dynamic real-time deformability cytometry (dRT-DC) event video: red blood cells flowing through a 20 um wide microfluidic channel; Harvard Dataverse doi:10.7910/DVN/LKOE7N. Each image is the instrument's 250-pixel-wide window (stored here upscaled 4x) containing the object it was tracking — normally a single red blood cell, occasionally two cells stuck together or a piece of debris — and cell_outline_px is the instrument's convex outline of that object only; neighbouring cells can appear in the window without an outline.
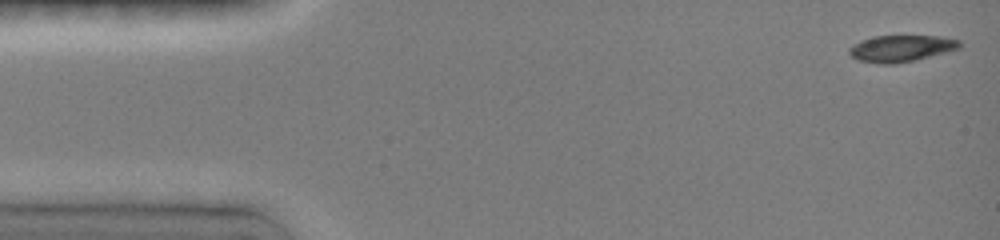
{"species": "common noctule bat (a hibernating species)", "species_latin": "Nyctalus noctula", "temperature_condition": "room temperature", "stored_images_in_passage": 9, "camera_frame_rate_fps": 3000, "um_per_image_px": 0.085, "animal": {"sex": "female", "body_mass_g": 19.0, "forearm_length_mm": 51.5}, "frame": {"image": 1, "passage_image": 1, "time_ms": 0.0, "image_size_px": [1000, 240], "cell_outline_px": [[960, 48], [912, 60], [892, 64], [880, 64], [860, 60], [852, 56], [848, 52], [848, 48], [852, 44], [860, 40], [872, 36], [940, 36], [960, 40]], "centroid_in_image_um": [76.54, 4.1], "position_along_channel_um": 8.5, "area_um2": 16.88}}
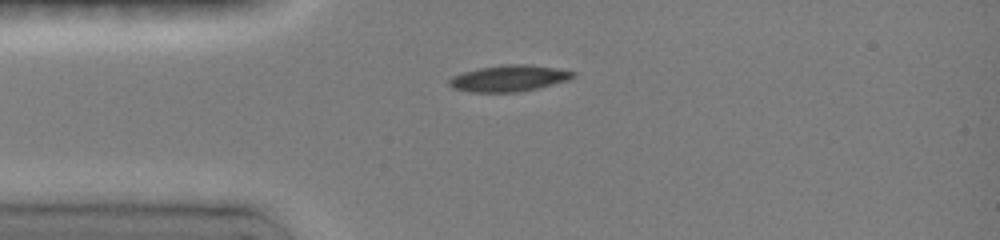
{"frame": {"image": 2, "passage_image": 8, "time_ms": 3.333, "image_size_px": [1000, 240], "cell_outline_px": [[576, 76], [568, 80], [536, 88], [516, 92], [472, 92], [452, 88], [448, 84], [448, 80], [452, 76], [464, 72], [480, 68], [508, 64], [520, 64], [552, 68], [576, 72]], "centroid_in_image_um": [43.22, 6.67], "position_along_channel_um": 41.8, "area_um2": 18.61}}